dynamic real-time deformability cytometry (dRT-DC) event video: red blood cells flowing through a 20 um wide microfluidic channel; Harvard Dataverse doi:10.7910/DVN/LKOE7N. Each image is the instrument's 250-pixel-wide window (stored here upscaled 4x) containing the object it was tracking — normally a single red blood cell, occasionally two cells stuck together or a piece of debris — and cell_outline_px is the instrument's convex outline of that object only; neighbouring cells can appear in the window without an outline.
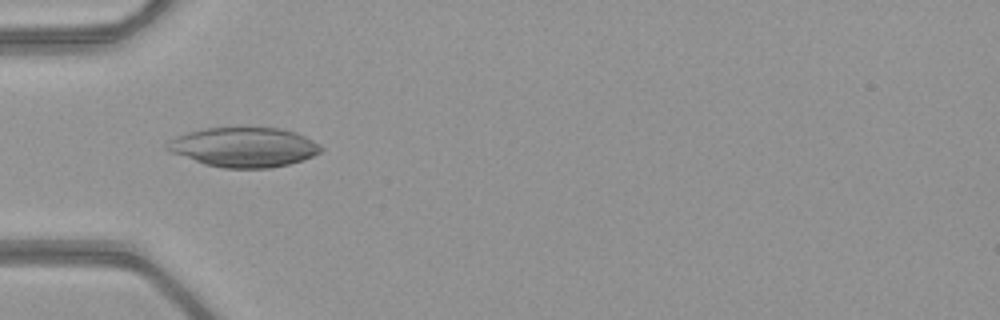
{"species": "common noctule bat (a hibernating species)", "species_latin": "Nyctalus noctula", "temperature_condition": "warm", "stored_images_in_passage": 51, "camera_frame_rate_fps": 3000, "um_per_image_px": 0.085, "animal": {"sex": "female", "body_mass_g": 21.9}, "frame": {"image": 1, "passage_image": 17, "time_ms": 5.333, "image_size_px": [1000, 320], "cell_outline_px": [[324, 148], [320, 152], [304, 160], [272, 168], [224, 168], [204, 164], [168, 152], [164, 148], [168, 140], [176, 136], [188, 132], [204, 128], [276, 128], [296, 132], [320, 144]], "centroid_in_image_um": [20.7, 12.52], "position_along_channel_um": 64.3, "area_um2": 35.66}}
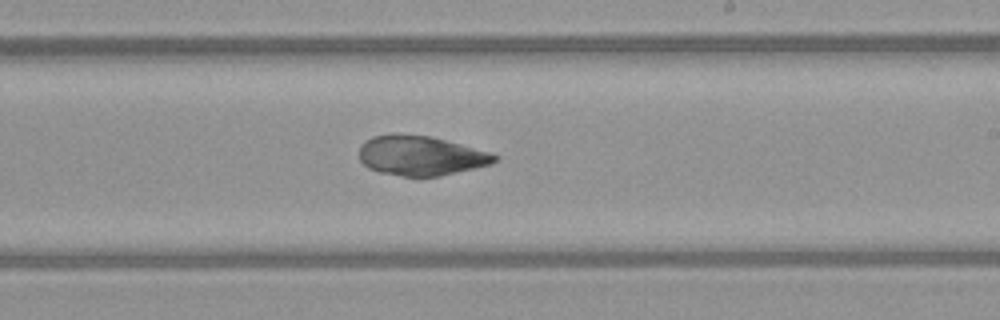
{"frame": {"image": 2, "passage_image": 31, "time_ms": 10.0, "image_size_px": [1000, 320], "cell_outline_px": [[500, 160], [492, 164], [440, 176], [400, 176], [380, 172], [368, 168], [360, 160], [360, 144], [364, 140], [372, 136], [392, 132], [396, 132], [432, 136], [492, 152], [500, 156]], "centroid_in_image_um": [35.78, 13.2], "position_along_channel_um": 253.2, "area_um2": 32.02}}
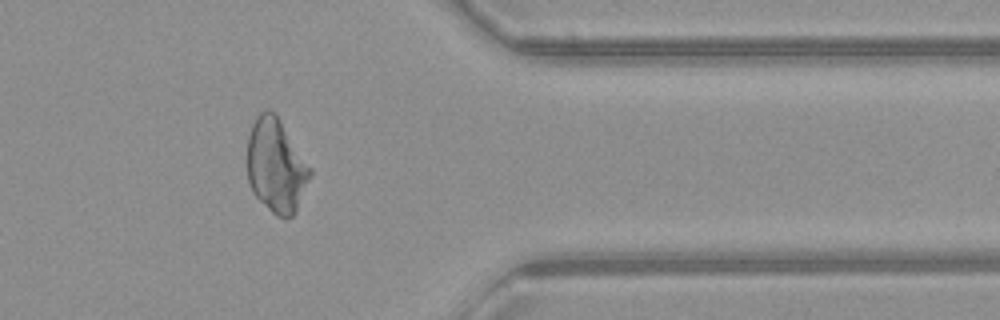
{"frame": {"image": 3, "passage_image": 42, "time_ms": 13.667, "image_size_px": [1000, 320], "cell_outline_px": [[312, 176], [296, 212], [292, 216], [284, 220], [276, 216], [252, 192], [248, 180], [248, 136], [252, 124], [256, 116], [260, 112], [268, 108], [276, 112], [312, 168]], "centroid_in_image_um": [23.5, 14.07], "position_along_channel_um": 387.9, "area_um2": 34.91}}